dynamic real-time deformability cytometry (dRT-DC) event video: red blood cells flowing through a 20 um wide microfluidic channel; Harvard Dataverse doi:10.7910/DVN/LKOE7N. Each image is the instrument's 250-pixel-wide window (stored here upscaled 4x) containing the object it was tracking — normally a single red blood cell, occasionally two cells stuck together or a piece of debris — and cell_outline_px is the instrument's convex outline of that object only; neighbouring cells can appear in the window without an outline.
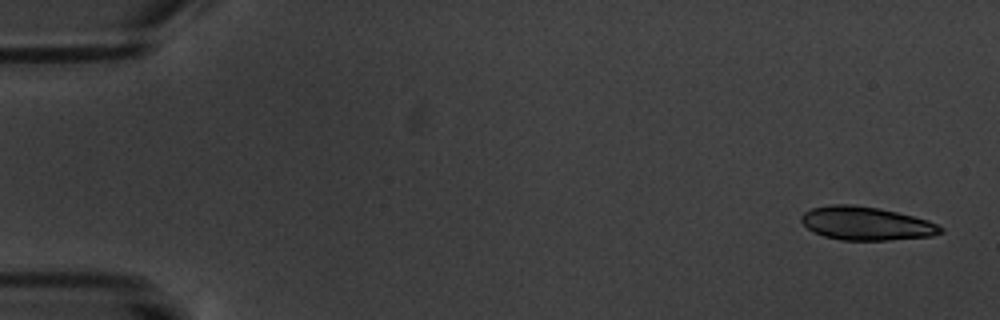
{"species": "common noctule bat (a hibernating species)", "species_latin": "Nyctalus noctula", "temperature_condition": "warm", "stored_images_in_passage": 6, "camera_frame_rate_fps": 3000, "um_per_image_px": 0.085, "animal": {"sex": "male", "body_mass_g": 20.1, "forearm_length_mm": 53.5}, "frame": {"image": 1, "passage_image": 1, "time_ms": 0.0, "image_size_px": [1000, 320], "cell_outline_px": [[944, 232], [932, 236], [888, 240], [840, 240], [824, 236], [808, 228], [800, 220], [800, 216], [804, 212], [812, 208], [832, 204], [856, 204], [880, 208], [928, 220], [944, 228]], "centroid_in_image_um": [73.63, 18.99], "position_along_channel_um": 11.4, "area_um2": 27.17}}
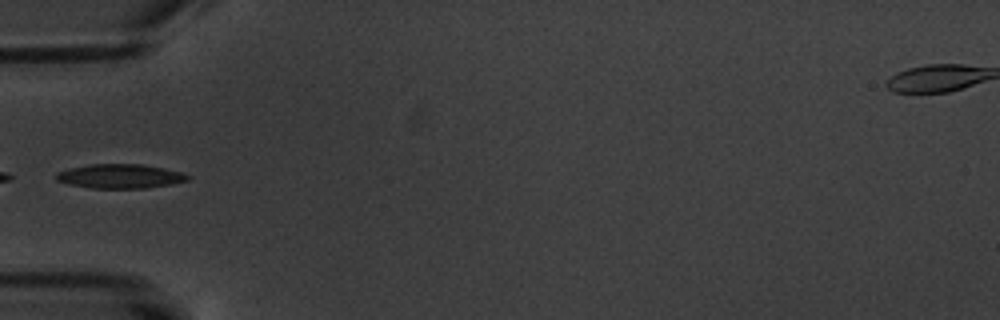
{"frame": {"image": 2, "passage_image": 6, "time_ms": 6.0, "image_size_px": [1000, 320], "cell_outline_px": [[192, 176], [188, 180], [172, 184], [144, 188], [92, 188], [68, 184], [56, 180], [56, 172], [88, 164], [140, 164], [164, 168], [180, 172]], "centroid_in_image_um": [10.21, 14.98], "position_along_channel_um": 74.8, "area_um2": 18.5}}